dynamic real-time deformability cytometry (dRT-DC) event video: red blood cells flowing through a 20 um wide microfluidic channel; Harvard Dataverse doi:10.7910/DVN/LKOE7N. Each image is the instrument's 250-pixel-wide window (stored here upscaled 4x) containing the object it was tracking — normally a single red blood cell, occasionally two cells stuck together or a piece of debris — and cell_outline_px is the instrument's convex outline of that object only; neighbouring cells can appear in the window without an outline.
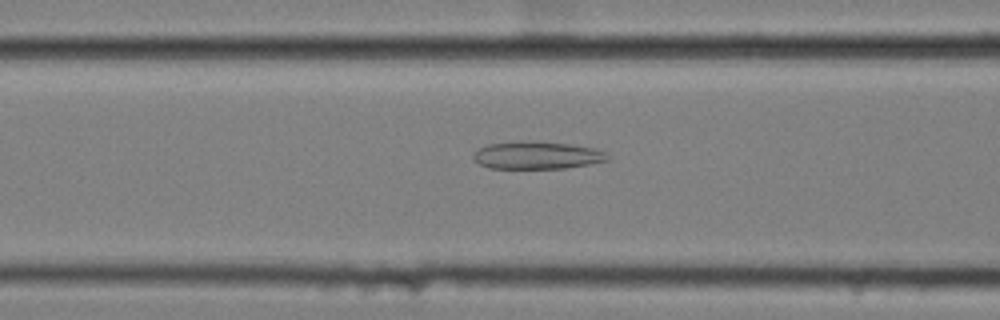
{"species": "common noctule bat (a hibernating species)", "species_latin": "Nyctalus noctula", "temperature_condition": "cold", "stored_images_in_passage": 58, "camera_frame_rate_fps": 3000, "um_per_image_px": 0.085, "animal": {"sex": "female", "body_mass_g": 25.1}, "frame": {"image": 1, "passage_image": 23, "time_ms": 7.333, "image_size_px": [1000, 320], "cell_outline_px": [[608, 160], [588, 164], [564, 168], [488, 168], [480, 164], [472, 156], [472, 152], [488, 144], [516, 140], [520, 140], [572, 144], [596, 148], [604, 152], [608, 156]], "centroid_in_image_um": [45.61, 13.18], "position_along_channel_um": 121.0, "area_um2": 21.62}}
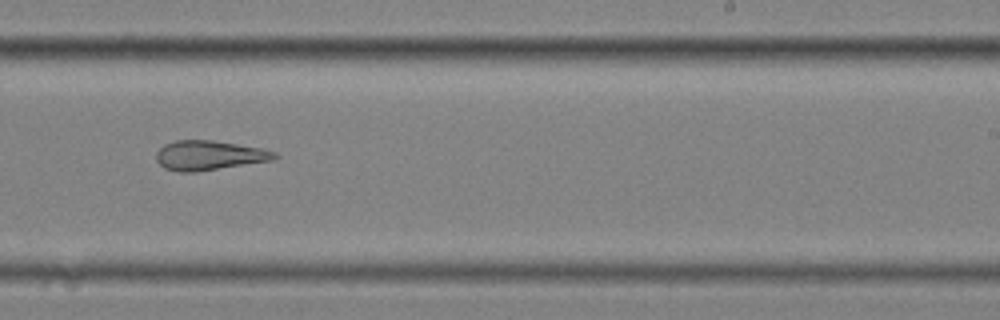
{"frame": {"image": 2, "passage_image": 36, "time_ms": 11.667, "image_size_px": [1000, 320], "cell_outline_px": [[280, 156], [276, 160], [196, 172], [180, 172], [164, 168], [156, 160], [156, 152], [164, 144], [176, 140], [212, 140], [260, 148], [276, 152]], "centroid_in_image_um": [17.79, 13.21], "position_along_channel_um": 271.2, "area_um2": 20.52}}
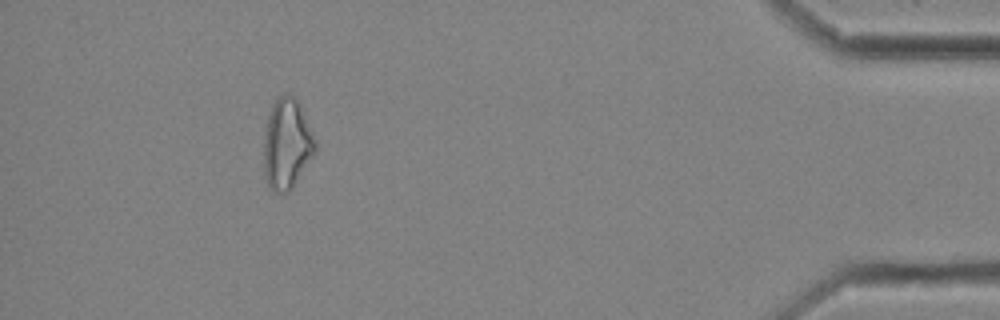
{"frame": {"image": 3, "passage_image": 53, "time_ms": 17.333, "image_size_px": [1000, 320], "cell_outline_px": [[316, 152], [292, 188], [288, 192], [276, 192], [268, 188], [264, 176], [264, 128], [272, 104], [284, 92], [288, 92], [296, 96], [300, 104], [316, 140]], "centroid_in_image_um": [24.38, 12.21], "position_along_channel_um": 410.8, "area_um2": 27.57}, "authors_computed_cell_mechanics": {"area_um2": 24.4205, "velocity_mm_per_s": 3.4775, "shape_relaxation_time_tau1_ms": null, "shape_relaxation_time_tau2_ms": 3.9687, "deformation_change_tau1": null, "deformation_change_tau2": 0.1434}}